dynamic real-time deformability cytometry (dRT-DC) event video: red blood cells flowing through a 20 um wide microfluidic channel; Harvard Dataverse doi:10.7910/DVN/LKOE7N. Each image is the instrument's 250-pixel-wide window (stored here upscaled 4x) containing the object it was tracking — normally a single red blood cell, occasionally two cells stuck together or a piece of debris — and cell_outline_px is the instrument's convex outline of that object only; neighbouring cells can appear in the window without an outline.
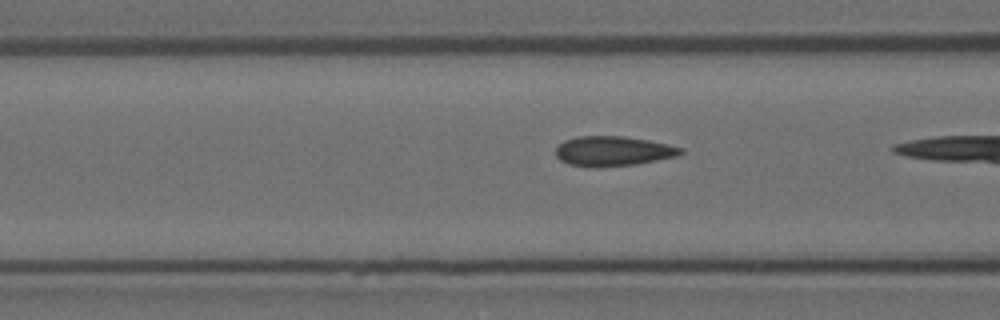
{"species": "Egyptian fruit bat (a non-hibernating species)", "species_latin": "Rousettus aegyptiacus", "temperature_condition": "room temperature", "stored_images_in_passage": 19, "camera_frame_rate_fps": 3000, "um_per_image_px": 0.085, "animal": {"sex": "female"}, "frame": {"image": 1, "passage_image": 18, "time_ms": 5.667, "image_size_px": [1000, 320], "cell_outline_px": [[684, 152], [676, 156], [636, 164], [592, 168], [588, 168], [568, 164], [560, 160], [556, 156], [556, 148], [564, 140], [576, 136], [624, 136], [648, 140], [668, 144], [684, 148]], "centroid_in_image_um": [52.08, 12.85], "position_along_channel_um": 114.5, "area_um2": 21.91}}